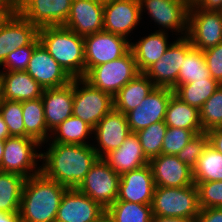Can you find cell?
Returning <instances> with one entry per match:
<instances>
[{
	"label": "cell",
	"instance_id": "cell-55",
	"mask_svg": "<svg viewBox=\"0 0 222 222\" xmlns=\"http://www.w3.org/2000/svg\"><path fill=\"white\" fill-rule=\"evenodd\" d=\"M98 2H101V3H107V2H110V1H113V0H96Z\"/></svg>",
	"mask_w": 222,
	"mask_h": 222
},
{
	"label": "cell",
	"instance_id": "cell-13",
	"mask_svg": "<svg viewBox=\"0 0 222 222\" xmlns=\"http://www.w3.org/2000/svg\"><path fill=\"white\" fill-rule=\"evenodd\" d=\"M173 94L174 91L170 88L155 87L138 107L126 113L131 133L164 121L167 106Z\"/></svg>",
	"mask_w": 222,
	"mask_h": 222
},
{
	"label": "cell",
	"instance_id": "cell-43",
	"mask_svg": "<svg viewBox=\"0 0 222 222\" xmlns=\"http://www.w3.org/2000/svg\"><path fill=\"white\" fill-rule=\"evenodd\" d=\"M206 66L211 77L222 84V42L216 46L203 50Z\"/></svg>",
	"mask_w": 222,
	"mask_h": 222
},
{
	"label": "cell",
	"instance_id": "cell-10",
	"mask_svg": "<svg viewBox=\"0 0 222 222\" xmlns=\"http://www.w3.org/2000/svg\"><path fill=\"white\" fill-rule=\"evenodd\" d=\"M193 48L186 36L177 38L168 47L164 55L143 73L153 82L156 87L170 88L177 87L178 74L185 55Z\"/></svg>",
	"mask_w": 222,
	"mask_h": 222
},
{
	"label": "cell",
	"instance_id": "cell-16",
	"mask_svg": "<svg viewBox=\"0 0 222 222\" xmlns=\"http://www.w3.org/2000/svg\"><path fill=\"white\" fill-rule=\"evenodd\" d=\"M98 145H94L99 158L110 151L118 149L131 133L126 115L114 108L107 113L93 128Z\"/></svg>",
	"mask_w": 222,
	"mask_h": 222
},
{
	"label": "cell",
	"instance_id": "cell-27",
	"mask_svg": "<svg viewBox=\"0 0 222 222\" xmlns=\"http://www.w3.org/2000/svg\"><path fill=\"white\" fill-rule=\"evenodd\" d=\"M156 86L143 73L137 74L114 97V109L126 114L138 107Z\"/></svg>",
	"mask_w": 222,
	"mask_h": 222
},
{
	"label": "cell",
	"instance_id": "cell-35",
	"mask_svg": "<svg viewBox=\"0 0 222 222\" xmlns=\"http://www.w3.org/2000/svg\"><path fill=\"white\" fill-rule=\"evenodd\" d=\"M199 79H213L206 66L205 56L202 50L192 48L186 55L180 68L177 86L191 83Z\"/></svg>",
	"mask_w": 222,
	"mask_h": 222
},
{
	"label": "cell",
	"instance_id": "cell-45",
	"mask_svg": "<svg viewBox=\"0 0 222 222\" xmlns=\"http://www.w3.org/2000/svg\"><path fill=\"white\" fill-rule=\"evenodd\" d=\"M209 144L218 152L222 153V127L207 132Z\"/></svg>",
	"mask_w": 222,
	"mask_h": 222
},
{
	"label": "cell",
	"instance_id": "cell-1",
	"mask_svg": "<svg viewBox=\"0 0 222 222\" xmlns=\"http://www.w3.org/2000/svg\"><path fill=\"white\" fill-rule=\"evenodd\" d=\"M50 143L48 150L41 152V172L68 189L77 188L99 159L93 145Z\"/></svg>",
	"mask_w": 222,
	"mask_h": 222
},
{
	"label": "cell",
	"instance_id": "cell-41",
	"mask_svg": "<svg viewBox=\"0 0 222 222\" xmlns=\"http://www.w3.org/2000/svg\"><path fill=\"white\" fill-rule=\"evenodd\" d=\"M208 144L209 137L207 132L199 133L176 156L193 170L197 165L198 158Z\"/></svg>",
	"mask_w": 222,
	"mask_h": 222
},
{
	"label": "cell",
	"instance_id": "cell-49",
	"mask_svg": "<svg viewBox=\"0 0 222 222\" xmlns=\"http://www.w3.org/2000/svg\"><path fill=\"white\" fill-rule=\"evenodd\" d=\"M151 222H194L192 219L152 216Z\"/></svg>",
	"mask_w": 222,
	"mask_h": 222
},
{
	"label": "cell",
	"instance_id": "cell-52",
	"mask_svg": "<svg viewBox=\"0 0 222 222\" xmlns=\"http://www.w3.org/2000/svg\"><path fill=\"white\" fill-rule=\"evenodd\" d=\"M94 222H114L112 218L107 214V212H104L97 220Z\"/></svg>",
	"mask_w": 222,
	"mask_h": 222
},
{
	"label": "cell",
	"instance_id": "cell-51",
	"mask_svg": "<svg viewBox=\"0 0 222 222\" xmlns=\"http://www.w3.org/2000/svg\"><path fill=\"white\" fill-rule=\"evenodd\" d=\"M10 137V133L6 123L3 120V117L0 113V140H5Z\"/></svg>",
	"mask_w": 222,
	"mask_h": 222
},
{
	"label": "cell",
	"instance_id": "cell-47",
	"mask_svg": "<svg viewBox=\"0 0 222 222\" xmlns=\"http://www.w3.org/2000/svg\"><path fill=\"white\" fill-rule=\"evenodd\" d=\"M14 13L10 7L0 4V29Z\"/></svg>",
	"mask_w": 222,
	"mask_h": 222
},
{
	"label": "cell",
	"instance_id": "cell-2",
	"mask_svg": "<svg viewBox=\"0 0 222 222\" xmlns=\"http://www.w3.org/2000/svg\"><path fill=\"white\" fill-rule=\"evenodd\" d=\"M67 189L42 172L26 178L21 194L20 222H55Z\"/></svg>",
	"mask_w": 222,
	"mask_h": 222
},
{
	"label": "cell",
	"instance_id": "cell-9",
	"mask_svg": "<svg viewBox=\"0 0 222 222\" xmlns=\"http://www.w3.org/2000/svg\"><path fill=\"white\" fill-rule=\"evenodd\" d=\"M186 37L196 49L206 50L222 42V11H205L191 4Z\"/></svg>",
	"mask_w": 222,
	"mask_h": 222
},
{
	"label": "cell",
	"instance_id": "cell-44",
	"mask_svg": "<svg viewBox=\"0 0 222 222\" xmlns=\"http://www.w3.org/2000/svg\"><path fill=\"white\" fill-rule=\"evenodd\" d=\"M194 222H222V207L200 209Z\"/></svg>",
	"mask_w": 222,
	"mask_h": 222
},
{
	"label": "cell",
	"instance_id": "cell-50",
	"mask_svg": "<svg viewBox=\"0 0 222 222\" xmlns=\"http://www.w3.org/2000/svg\"><path fill=\"white\" fill-rule=\"evenodd\" d=\"M0 222H20V214L0 212Z\"/></svg>",
	"mask_w": 222,
	"mask_h": 222
},
{
	"label": "cell",
	"instance_id": "cell-39",
	"mask_svg": "<svg viewBox=\"0 0 222 222\" xmlns=\"http://www.w3.org/2000/svg\"><path fill=\"white\" fill-rule=\"evenodd\" d=\"M202 132L203 130L168 127L163 139L161 154L177 155L193 137Z\"/></svg>",
	"mask_w": 222,
	"mask_h": 222
},
{
	"label": "cell",
	"instance_id": "cell-25",
	"mask_svg": "<svg viewBox=\"0 0 222 222\" xmlns=\"http://www.w3.org/2000/svg\"><path fill=\"white\" fill-rule=\"evenodd\" d=\"M103 159L119 175L149 164L136 133H130L118 149L110 151Z\"/></svg>",
	"mask_w": 222,
	"mask_h": 222
},
{
	"label": "cell",
	"instance_id": "cell-34",
	"mask_svg": "<svg viewBox=\"0 0 222 222\" xmlns=\"http://www.w3.org/2000/svg\"><path fill=\"white\" fill-rule=\"evenodd\" d=\"M114 222H151L152 205L115 201L106 209Z\"/></svg>",
	"mask_w": 222,
	"mask_h": 222
},
{
	"label": "cell",
	"instance_id": "cell-17",
	"mask_svg": "<svg viewBox=\"0 0 222 222\" xmlns=\"http://www.w3.org/2000/svg\"><path fill=\"white\" fill-rule=\"evenodd\" d=\"M106 209L77 188L67 189L61 199L55 222H94Z\"/></svg>",
	"mask_w": 222,
	"mask_h": 222
},
{
	"label": "cell",
	"instance_id": "cell-12",
	"mask_svg": "<svg viewBox=\"0 0 222 222\" xmlns=\"http://www.w3.org/2000/svg\"><path fill=\"white\" fill-rule=\"evenodd\" d=\"M139 4L140 14L143 10H148V15L163 29L187 35L190 5L185 0H139Z\"/></svg>",
	"mask_w": 222,
	"mask_h": 222
},
{
	"label": "cell",
	"instance_id": "cell-26",
	"mask_svg": "<svg viewBox=\"0 0 222 222\" xmlns=\"http://www.w3.org/2000/svg\"><path fill=\"white\" fill-rule=\"evenodd\" d=\"M166 29H159L141 38L138 42L130 43V50L136 61L139 72H144L153 63L157 62L171 45L168 42Z\"/></svg>",
	"mask_w": 222,
	"mask_h": 222
},
{
	"label": "cell",
	"instance_id": "cell-28",
	"mask_svg": "<svg viewBox=\"0 0 222 222\" xmlns=\"http://www.w3.org/2000/svg\"><path fill=\"white\" fill-rule=\"evenodd\" d=\"M164 122L168 127L202 130L199 110L183 102L175 94L169 100Z\"/></svg>",
	"mask_w": 222,
	"mask_h": 222
},
{
	"label": "cell",
	"instance_id": "cell-29",
	"mask_svg": "<svg viewBox=\"0 0 222 222\" xmlns=\"http://www.w3.org/2000/svg\"><path fill=\"white\" fill-rule=\"evenodd\" d=\"M22 110L25 137L34 138L40 144L48 142L51 136H48L42 99L23 101Z\"/></svg>",
	"mask_w": 222,
	"mask_h": 222
},
{
	"label": "cell",
	"instance_id": "cell-6",
	"mask_svg": "<svg viewBox=\"0 0 222 222\" xmlns=\"http://www.w3.org/2000/svg\"><path fill=\"white\" fill-rule=\"evenodd\" d=\"M113 108L110 94L92 86L83 77L74 78L73 116L94 128Z\"/></svg>",
	"mask_w": 222,
	"mask_h": 222
},
{
	"label": "cell",
	"instance_id": "cell-18",
	"mask_svg": "<svg viewBox=\"0 0 222 222\" xmlns=\"http://www.w3.org/2000/svg\"><path fill=\"white\" fill-rule=\"evenodd\" d=\"M63 26L83 37L103 31L104 3L96 0H73Z\"/></svg>",
	"mask_w": 222,
	"mask_h": 222
},
{
	"label": "cell",
	"instance_id": "cell-30",
	"mask_svg": "<svg viewBox=\"0 0 222 222\" xmlns=\"http://www.w3.org/2000/svg\"><path fill=\"white\" fill-rule=\"evenodd\" d=\"M25 179L16 173L0 171V212L19 213Z\"/></svg>",
	"mask_w": 222,
	"mask_h": 222
},
{
	"label": "cell",
	"instance_id": "cell-22",
	"mask_svg": "<svg viewBox=\"0 0 222 222\" xmlns=\"http://www.w3.org/2000/svg\"><path fill=\"white\" fill-rule=\"evenodd\" d=\"M39 28L15 12L0 29V66L6 57L38 37Z\"/></svg>",
	"mask_w": 222,
	"mask_h": 222
},
{
	"label": "cell",
	"instance_id": "cell-46",
	"mask_svg": "<svg viewBox=\"0 0 222 222\" xmlns=\"http://www.w3.org/2000/svg\"><path fill=\"white\" fill-rule=\"evenodd\" d=\"M195 5L205 11H222V0H198Z\"/></svg>",
	"mask_w": 222,
	"mask_h": 222
},
{
	"label": "cell",
	"instance_id": "cell-54",
	"mask_svg": "<svg viewBox=\"0 0 222 222\" xmlns=\"http://www.w3.org/2000/svg\"><path fill=\"white\" fill-rule=\"evenodd\" d=\"M189 5L195 4L198 0H185Z\"/></svg>",
	"mask_w": 222,
	"mask_h": 222
},
{
	"label": "cell",
	"instance_id": "cell-15",
	"mask_svg": "<svg viewBox=\"0 0 222 222\" xmlns=\"http://www.w3.org/2000/svg\"><path fill=\"white\" fill-rule=\"evenodd\" d=\"M26 72L43 88H58L69 84L72 77L39 43L33 50Z\"/></svg>",
	"mask_w": 222,
	"mask_h": 222
},
{
	"label": "cell",
	"instance_id": "cell-8",
	"mask_svg": "<svg viewBox=\"0 0 222 222\" xmlns=\"http://www.w3.org/2000/svg\"><path fill=\"white\" fill-rule=\"evenodd\" d=\"M120 175L99 158L77 189L107 209L118 197Z\"/></svg>",
	"mask_w": 222,
	"mask_h": 222
},
{
	"label": "cell",
	"instance_id": "cell-36",
	"mask_svg": "<svg viewBox=\"0 0 222 222\" xmlns=\"http://www.w3.org/2000/svg\"><path fill=\"white\" fill-rule=\"evenodd\" d=\"M168 126L164 121L156 122L136 132L145 156L150 160L159 156Z\"/></svg>",
	"mask_w": 222,
	"mask_h": 222
},
{
	"label": "cell",
	"instance_id": "cell-11",
	"mask_svg": "<svg viewBox=\"0 0 222 222\" xmlns=\"http://www.w3.org/2000/svg\"><path fill=\"white\" fill-rule=\"evenodd\" d=\"M128 38L107 31L84 36L85 74L95 66L111 62L130 50Z\"/></svg>",
	"mask_w": 222,
	"mask_h": 222
},
{
	"label": "cell",
	"instance_id": "cell-21",
	"mask_svg": "<svg viewBox=\"0 0 222 222\" xmlns=\"http://www.w3.org/2000/svg\"><path fill=\"white\" fill-rule=\"evenodd\" d=\"M141 16L139 0H113L104 3V31L127 38L138 26Z\"/></svg>",
	"mask_w": 222,
	"mask_h": 222
},
{
	"label": "cell",
	"instance_id": "cell-53",
	"mask_svg": "<svg viewBox=\"0 0 222 222\" xmlns=\"http://www.w3.org/2000/svg\"><path fill=\"white\" fill-rule=\"evenodd\" d=\"M4 146H5V140H0V171H1V161L3 158Z\"/></svg>",
	"mask_w": 222,
	"mask_h": 222
},
{
	"label": "cell",
	"instance_id": "cell-42",
	"mask_svg": "<svg viewBox=\"0 0 222 222\" xmlns=\"http://www.w3.org/2000/svg\"><path fill=\"white\" fill-rule=\"evenodd\" d=\"M40 43L37 37L30 45L22 46L11 52L3 62V70L8 71H26L34 48Z\"/></svg>",
	"mask_w": 222,
	"mask_h": 222
},
{
	"label": "cell",
	"instance_id": "cell-48",
	"mask_svg": "<svg viewBox=\"0 0 222 222\" xmlns=\"http://www.w3.org/2000/svg\"><path fill=\"white\" fill-rule=\"evenodd\" d=\"M26 0H0V4L10 7L14 12H18Z\"/></svg>",
	"mask_w": 222,
	"mask_h": 222
},
{
	"label": "cell",
	"instance_id": "cell-37",
	"mask_svg": "<svg viewBox=\"0 0 222 222\" xmlns=\"http://www.w3.org/2000/svg\"><path fill=\"white\" fill-rule=\"evenodd\" d=\"M203 132L222 127V84L199 110Z\"/></svg>",
	"mask_w": 222,
	"mask_h": 222
},
{
	"label": "cell",
	"instance_id": "cell-19",
	"mask_svg": "<svg viewBox=\"0 0 222 222\" xmlns=\"http://www.w3.org/2000/svg\"><path fill=\"white\" fill-rule=\"evenodd\" d=\"M73 0H26L18 13L38 28L63 26Z\"/></svg>",
	"mask_w": 222,
	"mask_h": 222
},
{
	"label": "cell",
	"instance_id": "cell-40",
	"mask_svg": "<svg viewBox=\"0 0 222 222\" xmlns=\"http://www.w3.org/2000/svg\"><path fill=\"white\" fill-rule=\"evenodd\" d=\"M194 183L198 188L200 209L222 207V180Z\"/></svg>",
	"mask_w": 222,
	"mask_h": 222
},
{
	"label": "cell",
	"instance_id": "cell-3",
	"mask_svg": "<svg viewBox=\"0 0 222 222\" xmlns=\"http://www.w3.org/2000/svg\"><path fill=\"white\" fill-rule=\"evenodd\" d=\"M38 38L53 59L72 77L85 76L84 37L64 26L39 28Z\"/></svg>",
	"mask_w": 222,
	"mask_h": 222
},
{
	"label": "cell",
	"instance_id": "cell-23",
	"mask_svg": "<svg viewBox=\"0 0 222 222\" xmlns=\"http://www.w3.org/2000/svg\"><path fill=\"white\" fill-rule=\"evenodd\" d=\"M45 121L50 133L73 113L74 78L62 87L46 88L42 93Z\"/></svg>",
	"mask_w": 222,
	"mask_h": 222
},
{
	"label": "cell",
	"instance_id": "cell-5",
	"mask_svg": "<svg viewBox=\"0 0 222 222\" xmlns=\"http://www.w3.org/2000/svg\"><path fill=\"white\" fill-rule=\"evenodd\" d=\"M139 73L133 53L129 50L116 60L92 67L83 78L114 97Z\"/></svg>",
	"mask_w": 222,
	"mask_h": 222
},
{
	"label": "cell",
	"instance_id": "cell-31",
	"mask_svg": "<svg viewBox=\"0 0 222 222\" xmlns=\"http://www.w3.org/2000/svg\"><path fill=\"white\" fill-rule=\"evenodd\" d=\"M89 134H93V128L72 115L51 132L49 140L61 144L86 145L89 144L85 140L90 137Z\"/></svg>",
	"mask_w": 222,
	"mask_h": 222
},
{
	"label": "cell",
	"instance_id": "cell-4",
	"mask_svg": "<svg viewBox=\"0 0 222 222\" xmlns=\"http://www.w3.org/2000/svg\"><path fill=\"white\" fill-rule=\"evenodd\" d=\"M199 212L196 184L187 187H155L152 201L153 216L194 220Z\"/></svg>",
	"mask_w": 222,
	"mask_h": 222
},
{
	"label": "cell",
	"instance_id": "cell-20",
	"mask_svg": "<svg viewBox=\"0 0 222 222\" xmlns=\"http://www.w3.org/2000/svg\"><path fill=\"white\" fill-rule=\"evenodd\" d=\"M155 186L187 187L195 184L193 170L176 155L160 154L149 160Z\"/></svg>",
	"mask_w": 222,
	"mask_h": 222
},
{
	"label": "cell",
	"instance_id": "cell-38",
	"mask_svg": "<svg viewBox=\"0 0 222 222\" xmlns=\"http://www.w3.org/2000/svg\"><path fill=\"white\" fill-rule=\"evenodd\" d=\"M0 113L8 127L10 136L25 137L22 102L0 100Z\"/></svg>",
	"mask_w": 222,
	"mask_h": 222
},
{
	"label": "cell",
	"instance_id": "cell-33",
	"mask_svg": "<svg viewBox=\"0 0 222 222\" xmlns=\"http://www.w3.org/2000/svg\"><path fill=\"white\" fill-rule=\"evenodd\" d=\"M193 179L194 182L221 181L222 153L208 144L193 169Z\"/></svg>",
	"mask_w": 222,
	"mask_h": 222
},
{
	"label": "cell",
	"instance_id": "cell-32",
	"mask_svg": "<svg viewBox=\"0 0 222 222\" xmlns=\"http://www.w3.org/2000/svg\"><path fill=\"white\" fill-rule=\"evenodd\" d=\"M219 86L220 84L214 79H199L178 85L173 91L183 102L200 110Z\"/></svg>",
	"mask_w": 222,
	"mask_h": 222
},
{
	"label": "cell",
	"instance_id": "cell-14",
	"mask_svg": "<svg viewBox=\"0 0 222 222\" xmlns=\"http://www.w3.org/2000/svg\"><path fill=\"white\" fill-rule=\"evenodd\" d=\"M155 187L151 166L146 164L120 175L116 201L152 205Z\"/></svg>",
	"mask_w": 222,
	"mask_h": 222
},
{
	"label": "cell",
	"instance_id": "cell-7",
	"mask_svg": "<svg viewBox=\"0 0 222 222\" xmlns=\"http://www.w3.org/2000/svg\"><path fill=\"white\" fill-rule=\"evenodd\" d=\"M40 145L31 137H8L5 139L1 171L16 173L24 178L39 174L41 166L37 167V159L41 160V152L37 153V148H41Z\"/></svg>",
	"mask_w": 222,
	"mask_h": 222
},
{
	"label": "cell",
	"instance_id": "cell-24",
	"mask_svg": "<svg viewBox=\"0 0 222 222\" xmlns=\"http://www.w3.org/2000/svg\"><path fill=\"white\" fill-rule=\"evenodd\" d=\"M43 90L26 71L0 72V100H35L42 97Z\"/></svg>",
	"mask_w": 222,
	"mask_h": 222
}]
</instances>
